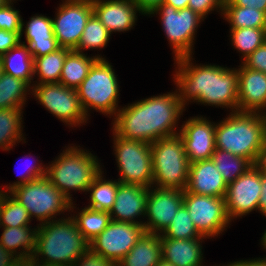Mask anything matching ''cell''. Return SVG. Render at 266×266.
Here are the masks:
<instances>
[{
    "label": "cell",
    "instance_id": "cell-1",
    "mask_svg": "<svg viewBox=\"0 0 266 266\" xmlns=\"http://www.w3.org/2000/svg\"><path fill=\"white\" fill-rule=\"evenodd\" d=\"M183 106L176 93L153 96L118 109L113 127L126 140L152 143L176 135L174 127Z\"/></svg>",
    "mask_w": 266,
    "mask_h": 266
},
{
    "label": "cell",
    "instance_id": "cell-2",
    "mask_svg": "<svg viewBox=\"0 0 266 266\" xmlns=\"http://www.w3.org/2000/svg\"><path fill=\"white\" fill-rule=\"evenodd\" d=\"M191 56L176 58L179 71L175 82L184 106L194 99L203 104L225 106L238 111V70L216 65H191Z\"/></svg>",
    "mask_w": 266,
    "mask_h": 266
},
{
    "label": "cell",
    "instance_id": "cell-3",
    "mask_svg": "<svg viewBox=\"0 0 266 266\" xmlns=\"http://www.w3.org/2000/svg\"><path fill=\"white\" fill-rule=\"evenodd\" d=\"M266 114V113H265ZM234 111L216 125L215 147L259 164L266 149V115Z\"/></svg>",
    "mask_w": 266,
    "mask_h": 266
},
{
    "label": "cell",
    "instance_id": "cell-4",
    "mask_svg": "<svg viewBox=\"0 0 266 266\" xmlns=\"http://www.w3.org/2000/svg\"><path fill=\"white\" fill-rule=\"evenodd\" d=\"M40 225L37 227L35 251L31 257L35 265L73 266L81 254L89 248V242L72 217ZM39 255L47 257L40 262L42 264H39V258H36Z\"/></svg>",
    "mask_w": 266,
    "mask_h": 266
},
{
    "label": "cell",
    "instance_id": "cell-5",
    "mask_svg": "<svg viewBox=\"0 0 266 266\" xmlns=\"http://www.w3.org/2000/svg\"><path fill=\"white\" fill-rule=\"evenodd\" d=\"M100 172L96 156L77 147H69L50 167H47L46 177L68 200L72 201L70 189L88 191Z\"/></svg>",
    "mask_w": 266,
    "mask_h": 266
},
{
    "label": "cell",
    "instance_id": "cell-6",
    "mask_svg": "<svg viewBox=\"0 0 266 266\" xmlns=\"http://www.w3.org/2000/svg\"><path fill=\"white\" fill-rule=\"evenodd\" d=\"M152 152L153 184L157 188L185 190L190 162L179 134L161 138L150 144Z\"/></svg>",
    "mask_w": 266,
    "mask_h": 266
},
{
    "label": "cell",
    "instance_id": "cell-7",
    "mask_svg": "<svg viewBox=\"0 0 266 266\" xmlns=\"http://www.w3.org/2000/svg\"><path fill=\"white\" fill-rule=\"evenodd\" d=\"M76 91L86 116L89 106L104 114L116 115L118 82L112 66L104 58L94 62Z\"/></svg>",
    "mask_w": 266,
    "mask_h": 266
},
{
    "label": "cell",
    "instance_id": "cell-8",
    "mask_svg": "<svg viewBox=\"0 0 266 266\" xmlns=\"http://www.w3.org/2000/svg\"><path fill=\"white\" fill-rule=\"evenodd\" d=\"M9 193L26 208L30 217L34 215L42 224L50 222L60 211L73 207V203L46 176L17 186Z\"/></svg>",
    "mask_w": 266,
    "mask_h": 266
},
{
    "label": "cell",
    "instance_id": "cell-9",
    "mask_svg": "<svg viewBox=\"0 0 266 266\" xmlns=\"http://www.w3.org/2000/svg\"><path fill=\"white\" fill-rule=\"evenodd\" d=\"M115 135V154L122 184L140 185L151 188L153 185L152 152L150 143L126 140Z\"/></svg>",
    "mask_w": 266,
    "mask_h": 266
},
{
    "label": "cell",
    "instance_id": "cell-10",
    "mask_svg": "<svg viewBox=\"0 0 266 266\" xmlns=\"http://www.w3.org/2000/svg\"><path fill=\"white\" fill-rule=\"evenodd\" d=\"M160 11L164 31L173 46L175 58L190 56L195 30L203 17L190 8L175 9L172 5L163 3L149 14Z\"/></svg>",
    "mask_w": 266,
    "mask_h": 266
},
{
    "label": "cell",
    "instance_id": "cell-11",
    "mask_svg": "<svg viewBox=\"0 0 266 266\" xmlns=\"http://www.w3.org/2000/svg\"><path fill=\"white\" fill-rule=\"evenodd\" d=\"M183 204L202 237L217 236L230 222L224 198L197 195L184 190Z\"/></svg>",
    "mask_w": 266,
    "mask_h": 266
},
{
    "label": "cell",
    "instance_id": "cell-12",
    "mask_svg": "<svg viewBox=\"0 0 266 266\" xmlns=\"http://www.w3.org/2000/svg\"><path fill=\"white\" fill-rule=\"evenodd\" d=\"M145 233L143 224L111 220L105 230L89 243V247L117 264Z\"/></svg>",
    "mask_w": 266,
    "mask_h": 266
},
{
    "label": "cell",
    "instance_id": "cell-13",
    "mask_svg": "<svg viewBox=\"0 0 266 266\" xmlns=\"http://www.w3.org/2000/svg\"><path fill=\"white\" fill-rule=\"evenodd\" d=\"M34 96L46 109L66 124L75 125L86 121L76 89L61 83L37 84Z\"/></svg>",
    "mask_w": 266,
    "mask_h": 266
},
{
    "label": "cell",
    "instance_id": "cell-14",
    "mask_svg": "<svg viewBox=\"0 0 266 266\" xmlns=\"http://www.w3.org/2000/svg\"><path fill=\"white\" fill-rule=\"evenodd\" d=\"M92 14L93 5L89 0H66L60 5L56 18L52 19L54 36L60 47L70 50L77 48Z\"/></svg>",
    "mask_w": 266,
    "mask_h": 266
},
{
    "label": "cell",
    "instance_id": "cell-15",
    "mask_svg": "<svg viewBox=\"0 0 266 266\" xmlns=\"http://www.w3.org/2000/svg\"><path fill=\"white\" fill-rule=\"evenodd\" d=\"M262 167H250L244 174L227 185L225 194L226 212L229 220L258 209L261 196Z\"/></svg>",
    "mask_w": 266,
    "mask_h": 266
},
{
    "label": "cell",
    "instance_id": "cell-16",
    "mask_svg": "<svg viewBox=\"0 0 266 266\" xmlns=\"http://www.w3.org/2000/svg\"><path fill=\"white\" fill-rule=\"evenodd\" d=\"M183 190L149 189L146 216L149 222L143 223L146 233H163L170 225L179 208L183 205Z\"/></svg>",
    "mask_w": 266,
    "mask_h": 266
},
{
    "label": "cell",
    "instance_id": "cell-17",
    "mask_svg": "<svg viewBox=\"0 0 266 266\" xmlns=\"http://www.w3.org/2000/svg\"><path fill=\"white\" fill-rule=\"evenodd\" d=\"M215 131L216 125L203 117L191 118L183 124L179 135L190 164L212 158L216 149Z\"/></svg>",
    "mask_w": 266,
    "mask_h": 266
},
{
    "label": "cell",
    "instance_id": "cell-18",
    "mask_svg": "<svg viewBox=\"0 0 266 266\" xmlns=\"http://www.w3.org/2000/svg\"><path fill=\"white\" fill-rule=\"evenodd\" d=\"M187 192L224 198L227 184L212 159L190 164Z\"/></svg>",
    "mask_w": 266,
    "mask_h": 266
},
{
    "label": "cell",
    "instance_id": "cell-19",
    "mask_svg": "<svg viewBox=\"0 0 266 266\" xmlns=\"http://www.w3.org/2000/svg\"><path fill=\"white\" fill-rule=\"evenodd\" d=\"M266 107V74L244 65L238 69V111L257 112Z\"/></svg>",
    "mask_w": 266,
    "mask_h": 266
},
{
    "label": "cell",
    "instance_id": "cell-20",
    "mask_svg": "<svg viewBox=\"0 0 266 266\" xmlns=\"http://www.w3.org/2000/svg\"><path fill=\"white\" fill-rule=\"evenodd\" d=\"M93 13L101 23L112 31H128L136 20V11L139 7L133 0H94Z\"/></svg>",
    "mask_w": 266,
    "mask_h": 266
},
{
    "label": "cell",
    "instance_id": "cell-21",
    "mask_svg": "<svg viewBox=\"0 0 266 266\" xmlns=\"http://www.w3.org/2000/svg\"><path fill=\"white\" fill-rule=\"evenodd\" d=\"M149 188L146 186L120 183L116 199L109 212L111 220L143 224L134 218L146 215ZM113 214H116L113 218Z\"/></svg>",
    "mask_w": 266,
    "mask_h": 266
},
{
    "label": "cell",
    "instance_id": "cell-22",
    "mask_svg": "<svg viewBox=\"0 0 266 266\" xmlns=\"http://www.w3.org/2000/svg\"><path fill=\"white\" fill-rule=\"evenodd\" d=\"M200 239H168L160 235L162 259L174 266H201Z\"/></svg>",
    "mask_w": 266,
    "mask_h": 266
},
{
    "label": "cell",
    "instance_id": "cell-23",
    "mask_svg": "<svg viewBox=\"0 0 266 266\" xmlns=\"http://www.w3.org/2000/svg\"><path fill=\"white\" fill-rule=\"evenodd\" d=\"M25 28L27 46L33 58L61 48L54 36L52 19L42 15L33 16Z\"/></svg>",
    "mask_w": 266,
    "mask_h": 266
},
{
    "label": "cell",
    "instance_id": "cell-24",
    "mask_svg": "<svg viewBox=\"0 0 266 266\" xmlns=\"http://www.w3.org/2000/svg\"><path fill=\"white\" fill-rule=\"evenodd\" d=\"M161 259L160 233H145L117 266H156Z\"/></svg>",
    "mask_w": 266,
    "mask_h": 266
},
{
    "label": "cell",
    "instance_id": "cell-25",
    "mask_svg": "<svg viewBox=\"0 0 266 266\" xmlns=\"http://www.w3.org/2000/svg\"><path fill=\"white\" fill-rule=\"evenodd\" d=\"M0 61L4 73L21 79L30 86L32 77L35 75L34 58L25 42L0 56Z\"/></svg>",
    "mask_w": 266,
    "mask_h": 266
},
{
    "label": "cell",
    "instance_id": "cell-26",
    "mask_svg": "<svg viewBox=\"0 0 266 266\" xmlns=\"http://www.w3.org/2000/svg\"><path fill=\"white\" fill-rule=\"evenodd\" d=\"M97 59H102V57L89 58L82 52L70 50L65 57L59 83L76 89L87 77L90 68Z\"/></svg>",
    "mask_w": 266,
    "mask_h": 266
},
{
    "label": "cell",
    "instance_id": "cell-27",
    "mask_svg": "<svg viewBox=\"0 0 266 266\" xmlns=\"http://www.w3.org/2000/svg\"><path fill=\"white\" fill-rule=\"evenodd\" d=\"M28 227H3L4 230L0 238V244L13 254L16 252V248L22 247L23 252L16 255L20 260L31 259L35 251L37 228L31 232Z\"/></svg>",
    "mask_w": 266,
    "mask_h": 266
},
{
    "label": "cell",
    "instance_id": "cell-28",
    "mask_svg": "<svg viewBox=\"0 0 266 266\" xmlns=\"http://www.w3.org/2000/svg\"><path fill=\"white\" fill-rule=\"evenodd\" d=\"M70 49L60 48L55 52L40 57H34V74L39 75L40 83H59L65 57Z\"/></svg>",
    "mask_w": 266,
    "mask_h": 266
},
{
    "label": "cell",
    "instance_id": "cell-29",
    "mask_svg": "<svg viewBox=\"0 0 266 266\" xmlns=\"http://www.w3.org/2000/svg\"><path fill=\"white\" fill-rule=\"evenodd\" d=\"M211 159L214 161L216 168L222 174L223 180L227 185L235 181L253 166L248 159L235 156L234 154L221 149H215Z\"/></svg>",
    "mask_w": 266,
    "mask_h": 266
},
{
    "label": "cell",
    "instance_id": "cell-30",
    "mask_svg": "<svg viewBox=\"0 0 266 266\" xmlns=\"http://www.w3.org/2000/svg\"><path fill=\"white\" fill-rule=\"evenodd\" d=\"M81 211L78 217L77 215L76 217L73 216V220L84 238L90 243L108 226L111 221L110 214L109 212L89 207H86Z\"/></svg>",
    "mask_w": 266,
    "mask_h": 266
},
{
    "label": "cell",
    "instance_id": "cell-31",
    "mask_svg": "<svg viewBox=\"0 0 266 266\" xmlns=\"http://www.w3.org/2000/svg\"><path fill=\"white\" fill-rule=\"evenodd\" d=\"M222 14L231 28H266V13L255 8L224 5Z\"/></svg>",
    "mask_w": 266,
    "mask_h": 266
},
{
    "label": "cell",
    "instance_id": "cell-32",
    "mask_svg": "<svg viewBox=\"0 0 266 266\" xmlns=\"http://www.w3.org/2000/svg\"><path fill=\"white\" fill-rule=\"evenodd\" d=\"M29 85L3 72L0 77V109L22 108Z\"/></svg>",
    "mask_w": 266,
    "mask_h": 266
},
{
    "label": "cell",
    "instance_id": "cell-33",
    "mask_svg": "<svg viewBox=\"0 0 266 266\" xmlns=\"http://www.w3.org/2000/svg\"><path fill=\"white\" fill-rule=\"evenodd\" d=\"M22 108L0 109V147L10 150L16 141H21ZM21 120V121H20Z\"/></svg>",
    "mask_w": 266,
    "mask_h": 266
},
{
    "label": "cell",
    "instance_id": "cell-34",
    "mask_svg": "<svg viewBox=\"0 0 266 266\" xmlns=\"http://www.w3.org/2000/svg\"><path fill=\"white\" fill-rule=\"evenodd\" d=\"M102 171L95 177L88 191L91 192L89 208L110 212L120 182L104 181L102 179Z\"/></svg>",
    "mask_w": 266,
    "mask_h": 266
},
{
    "label": "cell",
    "instance_id": "cell-35",
    "mask_svg": "<svg viewBox=\"0 0 266 266\" xmlns=\"http://www.w3.org/2000/svg\"><path fill=\"white\" fill-rule=\"evenodd\" d=\"M0 191V225L3 227L28 226V211L21 205L16 198L6 196V193Z\"/></svg>",
    "mask_w": 266,
    "mask_h": 266
},
{
    "label": "cell",
    "instance_id": "cell-36",
    "mask_svg": "<svg viewBox=\"0 0 266 266\" xmlns=\"http://www.w3.org/2000/svg\"><path fill=\"white\" fill-rule=\"evenodd\" d=\"M111 33L101 23L98 17L93 13L87 20L84 31L81 35L79 44L75 51L82 52V49H95L104 47Z\"/></svg>",
    "mask_w": 266,
    "mask_h": 266
},
{
    "label": "cell",
    "instance_id": "cell-37",
    "mask_svg": "<svg viewBox=\"0 0 266 266\" xmlns=\"http://www.w3.org/2000/svg\"><path fill=\"white\" fill-rule=\"evenodd\" d=\"M231 36L234 47L245 59L266 42V28H231Z\"/></svg>",
    "mask_w": 266,
    "mask_h": 266
},
{
    "label": "cell",
    "instance_id": "cell-38",
    "mask_svg": "<svg viewBox=\"0 0 266 266\" xmlns=\"http://www.w3.org/2000/svg\"><path fill=\"white\" fill-rule=\"evenodd\" d=\"M163 237L168 239L204 238L196 230L190 214L183 204L177 211L170 225L163 232Z\"/></svg>",
    "mask_w": 266,
    "mask_h": 266
},
{
    "label": "cell",
    "instance_id": "cell-39",
    "mask_svg": "<svg viewBox=\"0 0 266 266\" xmlns=\"http://www.w3.org/2000/svg\"><path fill=\"white\" fill-rule=\"evenodd\" d=\"M12 0L0 7V29L9 32H23L24 23L18 10L11 6Z\"/></svg>",
    "mask_w": 266,
    "mask_h": 266
},
{
    "label": "cell",
    "instance_id": "cell-40",
    "mask_svg": "<svg viewBox=\"0 0 266 266\" xmlns=\"http://www.w3.org/2000/svg\"><path fill=\"white\" fill-rule=\"evenodd\" d=\"M243 61L245 67L266 74V42L254 50L247 58L243 59Z\"/></svg>",
    "mask_w": 266,
    "mask_h": 266
},
{
    "label": "cell",
    "instance_id": "cell-41",
    "mask_svg": "<svg viewBox=\"0 0 266 266\" xmlns=\"http://www.w3.org/2000/svg\"><path fill=\"white\" fill-rule=\"evenodd\" d=\"M80 262V263H78ZM78 263V264H77ZM117 266V264L95 253L90 247L77 259L73 266Z\"/></svg>",
    "mask_w": 266,
    "mask_h": 266
},
{
    "label": "cell",
    "instance_id": "cell-42",
    "mask_svg": "<svg viewBox=\"0 0 266 266\" xmlns=\"http://www.w3.org/2000/svg\"><path fill=\"white\" fill-rule=\"evenodd\" d=\"M223 6L224 0H189L187 8L204 18L214 8H220L219 10L223 12Z\"/></svg>",
    "mask_w": 266,
    "mask_h": 266
},
{
    "label": "cell",
    "instance_id": "cell-43",
    "mask_svg": "<svg viewBox=\"0 0 266 266\" xmlns=\"http://www.w3.org/2000/svg\"><path fill=\"white\" fill-rule=\"evenodd\" d=\"M22 32H9L0 29V56L21 43Z\"/></svg>",
    "mask_w": 266,
    "mask_h": 266
},
{
    "label": "cell",
    "instance_id": "cell-44",
    "mask_svg": "<svg viewBox=\"0 0 266 266\" xmlns=\"http://www.w3.org/2000/svg\"><path fill=\"white\" fill-rule=\"evenodd\" d=\"M29 166V165H28ZM38 167L36 166H29V170H27L26 172V176H25V173L24 175L21 177L23 180L21 181H18V182H14L13 185H10L7 189L9 190V192L14 189L15 187L17 186H20V185H23V184H26L30 181H33V180H37V179H40V178H43L46 176L47 174V168L43 169L42 166L40 165H37ZM28 174V175H27Z\"/></svg>",
    "mask_w": 266,
    "mask_h": 266
},
{
    "label": "cell",
    "instance_id": "cell-45",
    "mask_svg": "<svg viewBox=\"0 0 266 266\" xmlns=\"http://www.w3.org/2000/svg\"><path fill=\"white\" fill-rule=\"evenodd\" d=\"M224 5L255 8L266 13V0H224Z\"/></svg>",
    "mask_w": 266,
    "mask_h": 266
},
{
    "label": "cell",
    "instance_id": "cell-46",
    "mask_svg": "<svg viewBox=\"0 0 266 266\" xmlns=\"http://www.w3.org/2000/svg\"><path fill=\"white\" fill-rule=\"evenodd\" d=\"M143 14H149L157 6L164 3L165 0H133Z\"/></svg>",
    "mask_w": 266,
    "mask_h": 266
},
{
    "label": "cell",
    "instance_id": "cell-47",
    "mask_svg": "<svg viewBox=\"0 0 266 266\" xmlns=\"http://www.w3.org/2000/svg\"><path fill=\"white\" fill-rule=\"evenodd\" d=\"M0 244V266H14L20 259Z\"/></svg>",
    "mask_w": 266,
    "mask_h": 266
},
{
    "label": "cell",
    "instance_id": "cell-48",
    "mask_svg": "<svg viewBox=\"0 0 266 266\" xmlns=\"http://www.w3.org/2000/svg\"><path fill=\"white\" fill-rule=\"evenodd\" d=\"M258 210L266 216V173L262 169L261 196L259 198Z\"/></svg>",
    "mask_w": 266,
    "mask_h": 266
},
{
    "label": "cell",
    "instance_id": "cell-49",
    "mask_svg": "<svg viewBox=\"0 0 266 266\" xmlns=\"http://www.w3.org/2000/svg\"><path fill=\"white\" fill-rule=\"evenodd\" d=\"M227 266H266V259H257V260H246V261H237L231 263Z\"/></svg>",
    "mask_w": 266,
    "mask_h": 266
},
{
    "label": "cell",
    "instance_id": "cell-50",
    "mask_svg": "<svg viewBox=\"0 0 266 266\" xmlns=\"http://www.w3.org/2000/svg\"><path fill=\"white\" fill-rule=\"evenodd\" d=\"M164 3L172 5L177 10H181L187 8L189 0H165Z\"/></svg>",
    "mask_w": 266,
    "mask_h": 266
},
{
    "label": "cell",
    "instance_id": "cell-51",
    "mask_svg": "<svg viewBox=\"0 0 266 266\" xmlns=\"http://www.w3.org/2000/svg\"><path fill=\"white\" fill-rule=\"evenodd\" d=\"M14 266H35L31 259H25L18 261Z\"/></svg>",
    "mask_w": 266,
    "mask_h": 266
},
{
    "label": "cell",
    "instance_id": "cell-52",
    "mask_svg": "<svg viewBox=\"0 0 266 266\" xmlns=\"http://www.w3.org/2000/svg\"><path fill=\"white\" fill-rule=\"evenodd\" d=\"M259 165L262 167V169L266 173V149H265L264 153L262 154Z\"/></svg>",
    "mask_w": 266,
    "mask_h": 266
},
{
    "label": "cell",
    "instance_id": "cell-53",
    "mask_svg": "<svg viewBox=\"0 0 266 266\" xmlns=\"http://www.w3.org/2000/svg\"><path fill=\"white\" fill-rule=\"evenodd\" d=\"M156 266H174V265H172L169 262L161 259Z\"/></svg>",
    "mask_w": 266,
    "mask_h": 266
},
{
    "label": "cell",
    "instance_id": "cell-54",
    "mask_svg": "<svg viewBox=\"0 0 266 266\" xmlns=\"http://www.w3.org/2000/svg\"><path fill=\"white\" fill-rule=\"evenodd\" d=\"M262 245L264 246V248L266 249V231H265V233H264V235H263V237H262Z\"/></svg>",
    "mask_w": 266,
    "mask_h": 266
},
{
    "label": "cell",
    "instance_id": "cell-55",
    "mask_svg": "<svg viewBox=\"0 0 266 266\" xmlns=\"http://www.w3.org/2000/svg\"><path fill=\"white\" fill-rule=\"evenodd\" d=\"M10 0H0V7L4 6Z\"/></svg>",
    "mask_w": 266,
    "mask_h": 266
},
{
    "label": "cell",
    "instance_id": "cell-56",
    "mask_svg": "<svg viewBox=\"0 0 266 266\" xmlns=\"http://www.w3.org/2000/svg\"><path fill=\"white\" fill-rule=\"evenodd\" d=\"M2 74H3V68H2V63L0 61V77H1Z\"/></svg>",
    "mask_w": 266,
    "mask_h": 266
}]
</instances>
